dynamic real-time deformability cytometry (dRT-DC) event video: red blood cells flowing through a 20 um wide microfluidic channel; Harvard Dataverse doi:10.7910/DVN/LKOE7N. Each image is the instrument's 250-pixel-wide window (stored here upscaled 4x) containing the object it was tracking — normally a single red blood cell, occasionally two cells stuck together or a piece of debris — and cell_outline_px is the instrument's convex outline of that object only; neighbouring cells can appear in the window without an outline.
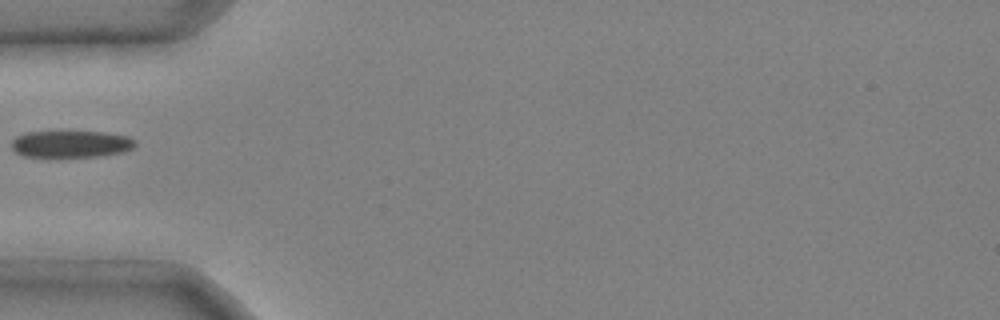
{"species": "common noctule bat (a hibernating species)", "species_latin": "Nyctalus noctula", "temperature_condition": "cold", "stored_images_in_passage": 30, "camera_frame_rate_fps": 3000, "um_per_image_px": 0.085, "animal": {"sex": "male", "body_mass_g": 20.4}, "frame": {"image": 1, "passage_image": 1, "time_ms": 0.0, "image_size_px": [1000, 320], "cell_outline_px": [[136, 144], [132, 148], [124, 152], [100, 156], [24, 156], [16, 152], [12, 148], [12, 140], [16, 136], [28, 132], [104, 132], [128, 136], [136, 140]], "centroid_in_image_um": [6.07, 12.23], "position_along_channel_um": 78.9, "area_um2": 19.19}}
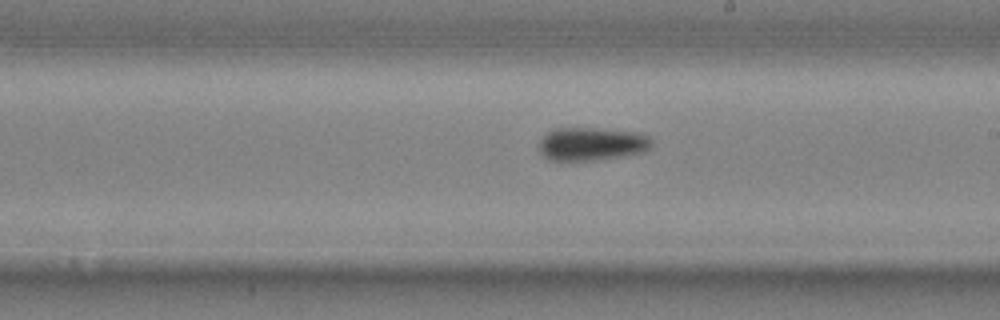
{"frame": {"image": 2, "passage_image": 13, "time_ms": 4.0, "image_size_px": [1000, 320], "cell_outline_px": [[652, 144], [644, 152], [620, 156], [592, 160], [548, 160], [540, 152], [540, 140], [548, 132], [556, 128], [592, 128], [636, 132], [648, 136], [652, 140]], "centroid_in_image_um": [50.28, 12.23], "position_along_channel_um": 238.7, "area_um2": 21.5}}
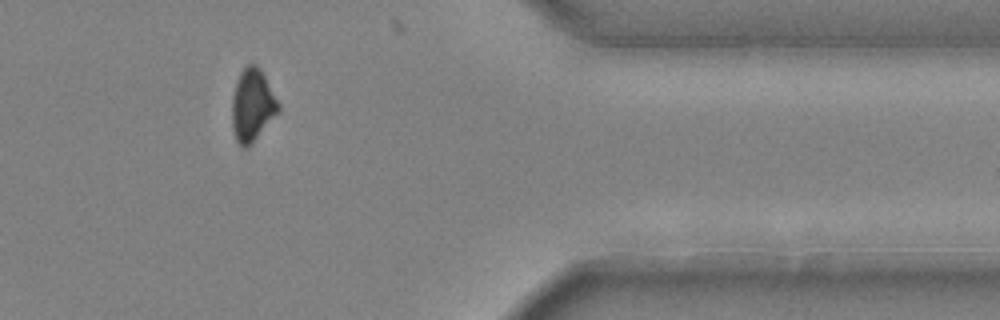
{"frame": {"image": 3, "passage_image": 26, "time_ms": 8.333, "image_size_px": [1000, 320], "cell_outline_px": [[280, 112], [248, 148], [244, 148], [236, 140], [232, 124], [232, 96], [236, 80], [240, 72], [248, 64], [256, 64], [260, 68], [280, 104]], "centroid_in_image_um": [21.46, 8.95], "position_along_channel_um": 389.9, "area_um2": 19.77}}